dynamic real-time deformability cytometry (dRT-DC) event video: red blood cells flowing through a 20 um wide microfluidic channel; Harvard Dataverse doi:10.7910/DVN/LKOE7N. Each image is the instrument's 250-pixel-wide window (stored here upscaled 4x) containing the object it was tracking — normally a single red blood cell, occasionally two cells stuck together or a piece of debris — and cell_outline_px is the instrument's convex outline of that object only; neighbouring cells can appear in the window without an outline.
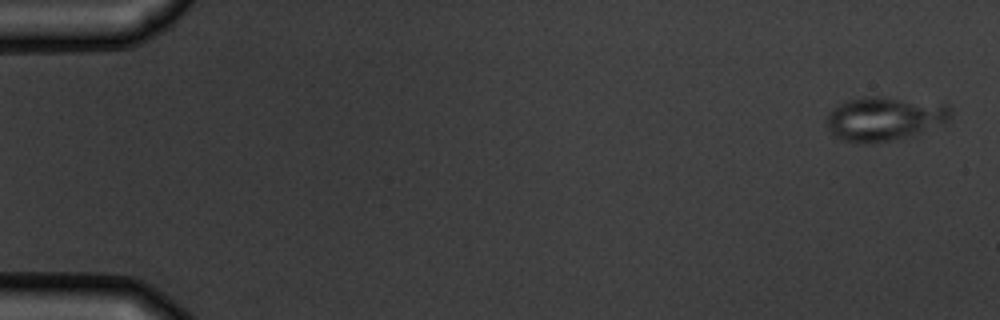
{"species": "common noctule bat (a hibernating species)", "species_latin": "Nyctalus noctula", "temperature_condition": "warm", "stored_images_in_passage": 10, "camera_frame_rate_fps": 3000, "um_per_image_px": 0.085, "animal": {"sex": "male", "body_mass_g": 19.5, "forearm_length_mm": 54.6}, "frame": {"image": 1, "passage_image": 1, "time_ms": 0.0, "image_size_px": [1000, 320], "cell_outline_px": [[952, 116], [944, 124], [920, 132], [888, 140], [864, 144], [840, 140], [828, 128], [828, 116], [840, 104], [848, 100], [868, 96], [880, 96], [944, 100], [952, 108]], "centroid_in_image_um": [75.32, 10.03], "position_along_channel_um": 9.7, "area_um2": 32.19}}
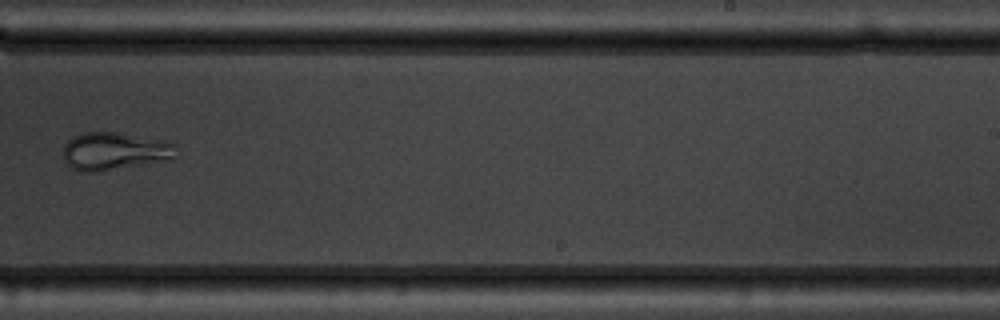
{"frame": {"image": 2, "passage_image": 10, "time_ms": 11.0, "image_size_px": [1000, 320], "cell_outline_px": [[176, 160], [96, 172], [84, 172], [72, 168], [64, 160], [64, 144], [72, 136], [84, 132], [116, 132], [168, 140], [176, 144]], "centroid_in_image_um": [9.82, 12.85], "position_along_channel_um": 279.2, "area_um2": 25.55}}